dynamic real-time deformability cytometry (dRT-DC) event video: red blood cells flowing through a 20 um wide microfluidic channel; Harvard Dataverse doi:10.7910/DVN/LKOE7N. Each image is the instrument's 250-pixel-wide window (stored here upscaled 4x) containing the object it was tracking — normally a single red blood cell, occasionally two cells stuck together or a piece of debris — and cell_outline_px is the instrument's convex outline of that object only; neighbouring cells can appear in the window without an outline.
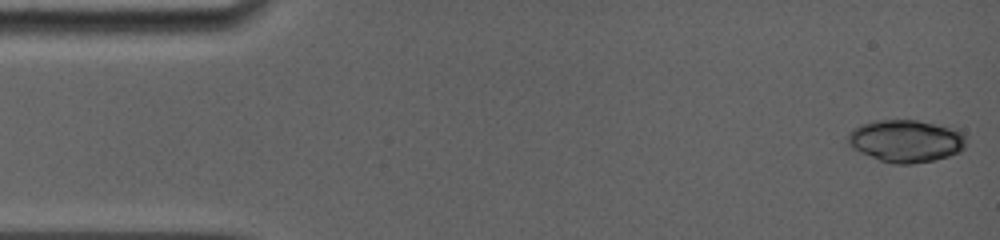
{"species": "common noctule bat (a hibernating species)", "species_latin": "Nyctalus noctula", "temperature_condition": "room temperature", "stored_images_in_passage": 6, "camera_frame_rate_fps": 5000, "um_per_image_px": 0.085, "animal": {"sex": "female", "body_mass_g": 19.0, "forearm_length_mm": 56.7}, "frame": {"image": 1, "passage_image": 1, "time_ms": 0.0, "image_size_px": [1000, 240], "cell_outline_px": [[968, 136], [964, 148], [960, 152], [936, 160], [912, 164], [896, 164], [880, 160], [860, 152], [852, 148], [848, 144], [848, 132], [864, 124], [876, 120], [916, 120], [956, 128]], "centroid_in_image_um": [77.06, 11.98], "position_along_channel_um": 7.9, "area_um2": 29.36}}